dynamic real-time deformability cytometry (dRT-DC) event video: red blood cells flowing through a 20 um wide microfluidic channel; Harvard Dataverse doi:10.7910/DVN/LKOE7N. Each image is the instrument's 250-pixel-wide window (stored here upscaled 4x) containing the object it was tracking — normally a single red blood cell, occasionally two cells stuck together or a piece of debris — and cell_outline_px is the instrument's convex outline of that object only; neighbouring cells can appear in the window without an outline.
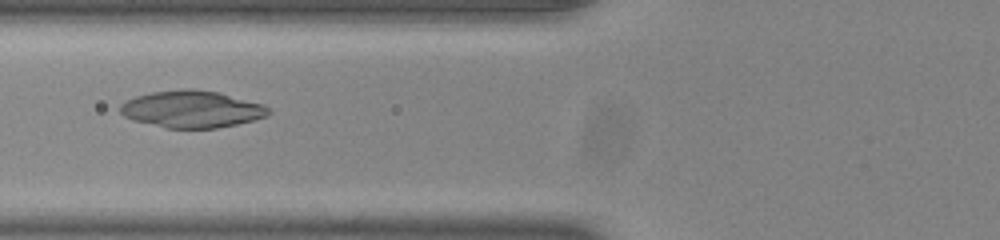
{"species": "common noctule bat (a hibernating species)", "species_latin": "Nyctalus noctula", "temperature_condition": "room temperature", "stored_images_in_passage": 55, "camera_frame_rate_fps": 3000, "um_per_image_px": 0.085, "animal": {"sex": "male", "body_mass_g": 20.0, "forearm_length_mm": 53.3}, "frame": {"image": 1, "passage_image": 23, "time_ms": 7.333, "image_size_px": [1000, 240], "cell_outline_px": [[272, 112], [264, 116], [252, 120], [236, 124], [216, 128], [164, 128], [132, 120], [124, 116], [120, 112], [120, 104], [136, 96], [152, 92], [184, 88], [192, 88], [216, 92], [264, 104]], "centroid_in_image_um": [16.27, 9.28], "position_along_channel_um": 109.5, "area_um2": 31.85}}
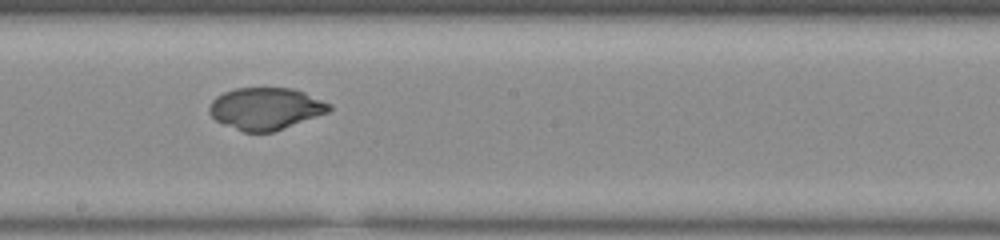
{"frame": {"image": 2, "passage_image": 32, "time_ms": 10.333, "image_size_px": [1000, 240], "cell_outline_px": [[332, 108], [328, 112], [272, 132], [244, 132], [224, 124], [216, 120], [208, 112], [208, 108], [212, 100], [216, 96], [224, 92], [236, 88], [292, 88], [304, 92], [332, 104]], "centroid_in_image_um": [22.57, 9.22], "position_along_channel_um": 225.6, "area_um2": 29.19}}
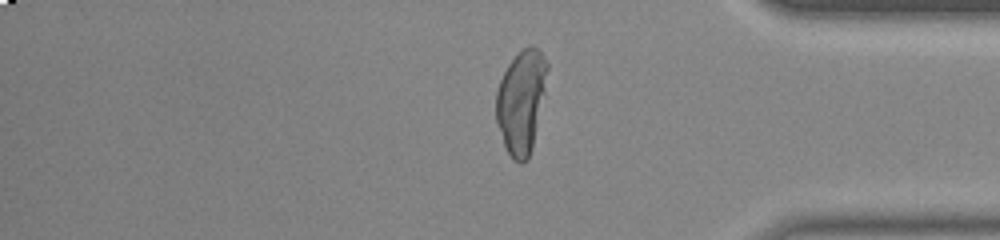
{"frame": {"image": 3, "passage_image": 46, "time_ms": 15.0, "image_size_px": [1000, 240], "cell_outline_px": [[548, 68], [544, 92], [532, 148], [528, 156], [520, 164], [512, 160], [504, 144], [496, 124], [496, 92], [500, 80], [508, 64], [524, 48], [532, 44], [540, 52], [548, 64]], "centroid_in_image_um": [44.28, 8.64], "position_along_channel_um": 390.9, "area_um2": 30.35}}